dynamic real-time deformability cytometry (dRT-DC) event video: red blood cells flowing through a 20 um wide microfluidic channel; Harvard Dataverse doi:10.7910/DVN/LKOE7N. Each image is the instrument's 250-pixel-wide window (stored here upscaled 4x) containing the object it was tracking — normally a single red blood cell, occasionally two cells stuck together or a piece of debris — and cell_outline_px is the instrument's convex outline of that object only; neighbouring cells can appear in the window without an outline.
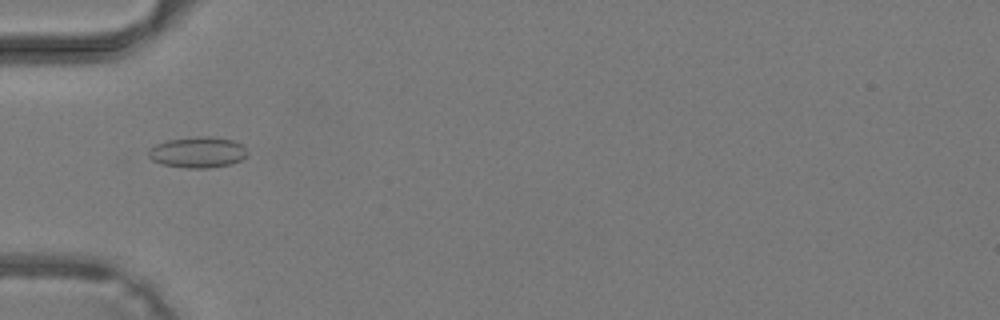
{"species": "common noctule bat (a hibernating species)", "species_latin": "Nyctalus noctula", "temperature_condition": "warm", "stored_images_in_passage": 28, "camera_frame_rate_fps": 3000, "um_per_image_px": 0.085, "animal": {"sex": "male", "body_mass_g": 19.2, "forearm_length_mm": 51.8}, "frame": {"image": 1, "passage_image": 1, "time_ms": 0.0, "image_size_px": [1000, 320], "cell_outline_px": [[248, 156], [240, 160], [228, 164], [208, 168], [188, 168], [164, 164], [152, 160], [148, 156], [148, 152], [156, 144], [168, 140], [196, 136], [212, 136], [236, 140], [248, 152]], "centroid_in_image_um": [16.84, 12.93], "position_along_channel_um": 68.2, "area_um2": 17.74}}
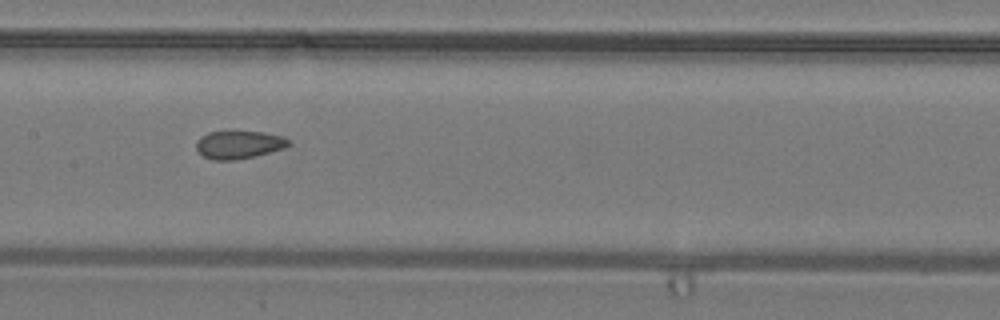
{"frame": {"image": 2, "passage_image": 8, "time_ms": 2.333, "image_size_px": [1000, 320], "cell_outline_px": [[288, 144], [284, 148], [236, 160], [212, 160], [204, 156], [196, 148], [196, 140], [200, 136], [208, 132], [264, 132], [280, 136], [288, 140]], "centroid_in_image_um": [20.23, 12.3], "position_along_channel_um": 187.2, "area_um2": 14.68}}
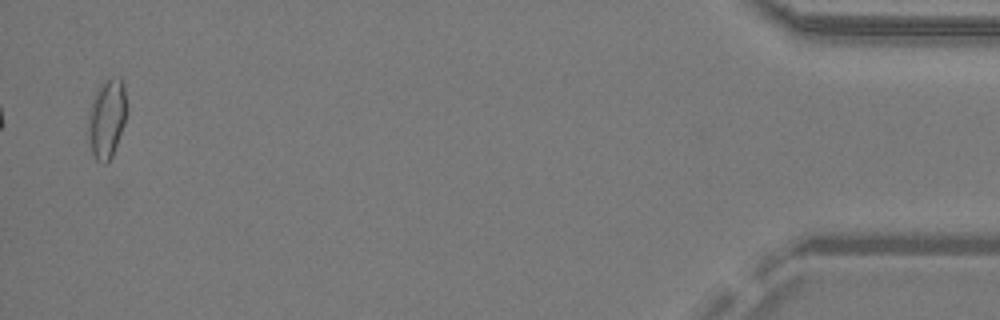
{"frame": {"image": 3, "passage_image": 27, "time_ms": 8.667, "image_size_px": [1000, 320], "cell_outline_px": [[128, 108], [124, 124], [112, 156], [104, 164], [96, 160], [92, 152], [84, 132], [92, 100], [96, 88], [104, 80], [112, 76], [120, 76], [124, 84]], "centroid_in_image_um": [9.05, 10.03], "position_along_channel_um": 426.1, "area_um2": 18.55}}